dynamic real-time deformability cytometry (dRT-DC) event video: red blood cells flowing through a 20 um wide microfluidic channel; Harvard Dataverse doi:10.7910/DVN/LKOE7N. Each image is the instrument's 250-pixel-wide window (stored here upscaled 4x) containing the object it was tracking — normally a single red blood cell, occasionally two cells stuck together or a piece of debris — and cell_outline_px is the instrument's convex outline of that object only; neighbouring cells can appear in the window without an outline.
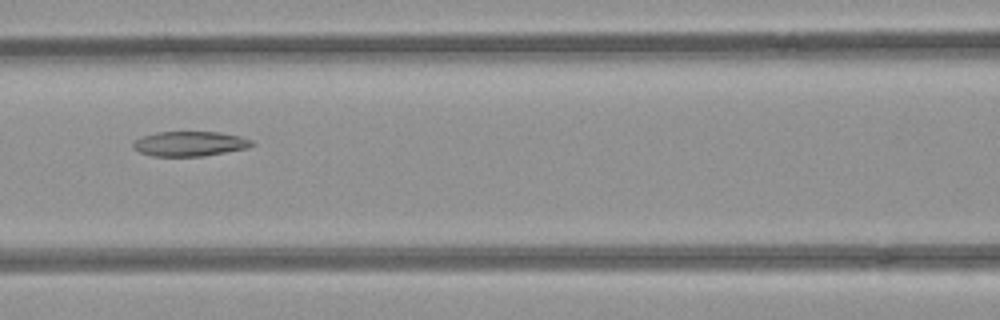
{"species": "common noctule bat (a hibernating species)", "species_latin": "Nyctalus noctula", "temperature_condition": "room temperature", "stored_images_in_passage": 3, "camera_frame_rate_fps": 3000, "um_per_image_px": 0.085, "animal": {"sex": "female", "body_mass_g": 21.9}, "frame": {"image": 1, "passage_image": 3, "time_ms": 0.667, "image_size_px": [1000, 320], "cell_outline_px": [[256, 144], [248, 148], [204, 156], [152, 156], [140, 152], [132, 144], [136, 140], [144, 136], [156, 132], [220, 132], [240, 136], [252, 140]], "centroid_in_image_um": [16.19, 12.22], "position_along_channel_um": 150.4, "area_um2": 17.11}}